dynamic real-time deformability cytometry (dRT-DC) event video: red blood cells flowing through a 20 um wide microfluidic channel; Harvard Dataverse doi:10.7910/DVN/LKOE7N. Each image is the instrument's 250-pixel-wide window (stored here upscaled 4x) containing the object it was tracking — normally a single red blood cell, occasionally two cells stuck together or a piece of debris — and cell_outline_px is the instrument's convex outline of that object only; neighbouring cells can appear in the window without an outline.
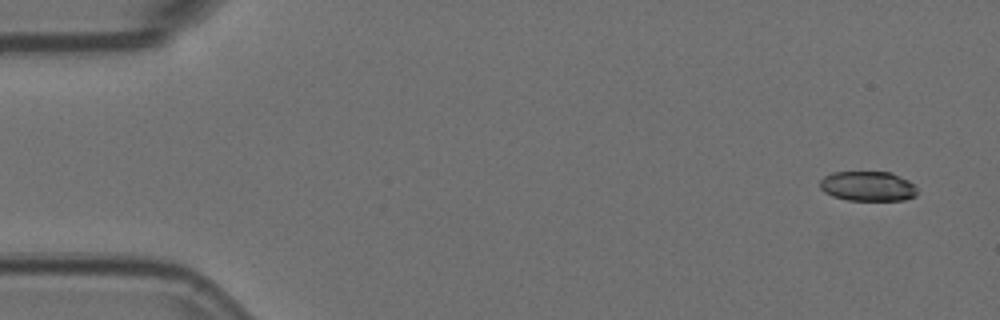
{"species": "Egyptian fruit bat (a non-hibernating species)", "species_latin": "Rousettus aegyptiacus", "temperature_condition": "room temperature", "stored_images_in_passage": 6, "camera_frame_rate_fps": 3000, "um_per_image_px": 0.085, "animal": {"sex": "female"}, "frame": {"image": 1, "passage_image": 1, "time_ms": 0.0, "image_size_px": [1000, 320], "cell_outline_px": [[916, 196], [904, 200], [848, 200], [832, 196], [824, 192], [820, 188], [820, 180], [824, 176], [832, 172], [892, 172], [908, 180], [916, 188]], "centroid_in_image_um": [73.74, 15.82], "position_along_channel_um": 11.3, "area_um2": 16.94}}
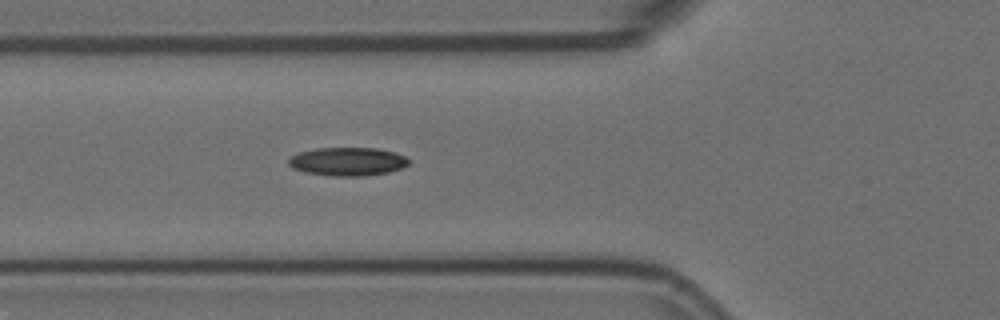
{"frame": {"image": 2, "passage_image": 6, "time_ms": 1.667, "image_size_px": [1000, 320], "cell_outline_px": [[408, 164], [400, 168], [388, 172], [360, 176], [328, 176], [304, 172], [292, 168], [288, 164], [288, 156], [300, 152], [316, 148], [376, 148], [396, 152], [404, 156], [408, 160]], "centroid_in_image_um": [29.49, 13.73], "position_along_channel_um": 96.3, "area_um2": 19.94}}